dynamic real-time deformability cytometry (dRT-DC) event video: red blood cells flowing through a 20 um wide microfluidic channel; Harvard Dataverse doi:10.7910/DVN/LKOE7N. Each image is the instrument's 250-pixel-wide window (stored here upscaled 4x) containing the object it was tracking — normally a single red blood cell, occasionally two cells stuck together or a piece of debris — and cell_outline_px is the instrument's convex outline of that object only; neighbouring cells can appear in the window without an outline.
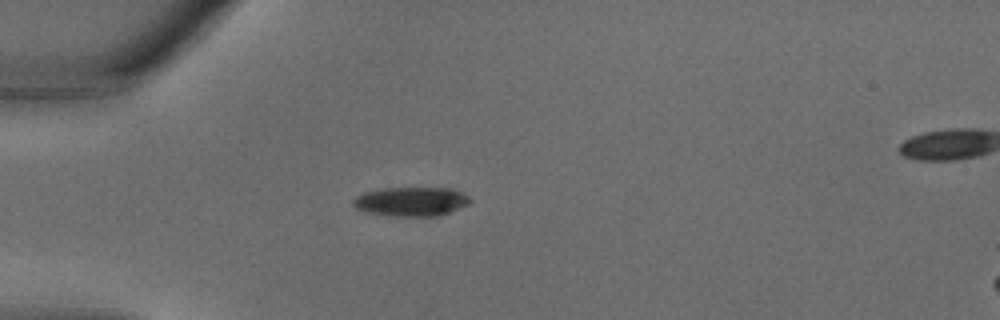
{"species": "common noctule bat (a hibernating species)", "species_latin": "Nyctalus noctula", "temperature_condition": "warm", "stored_images_in_passage": 23, "camera_frame_rate_fps": 3000, "um_per_image_px": 0.085, "animal": {"sex": "male", "body_mass_g": 18.8}, "frame": {"image": 1, "passage_image": 1, "time_ms": 0.0, "image_size_px": [1000, 320], "cell_outline_px": [[472, 200], [468, 204], [448, 212], [436, 216], [396, 216], [372, 212], [356, 208], [352, 204], [352, 200], [356, 196], [364, 192], [384, 188], [452, 188], [468, 196]], "centroid_in_image_um": [34.95, 17.11], "position_along_channel_um": 50.0, "area_um2": 19.54}}
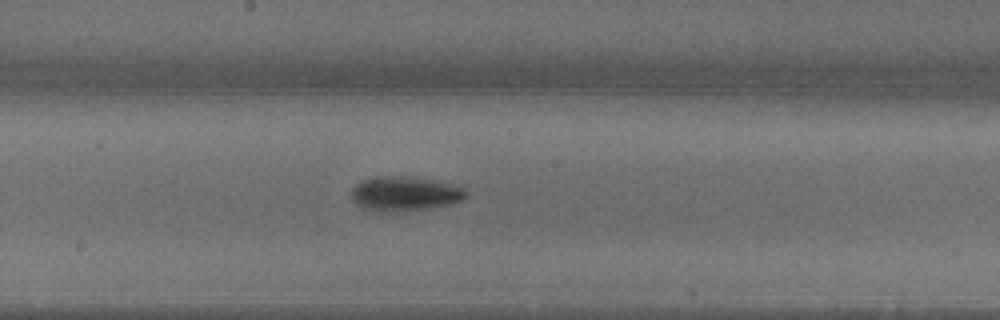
{"frame": {"image": 2, "passage_image": 10, "time_ms": 3.0, "image_size_px": [1000, 320], "cell_outline_px": [[468, 192], [460, 200], [452, 204], [408, 212], [376, 212], [360, 208], [352, 200], [352, 188], [360, 180], [376, 176], [412, 176], [448, 184], [464, 188]], "centroid_in_image_um": [34.33, 16.49], "position_along_channel_um": 213.9, "area_um2": 23.41}}
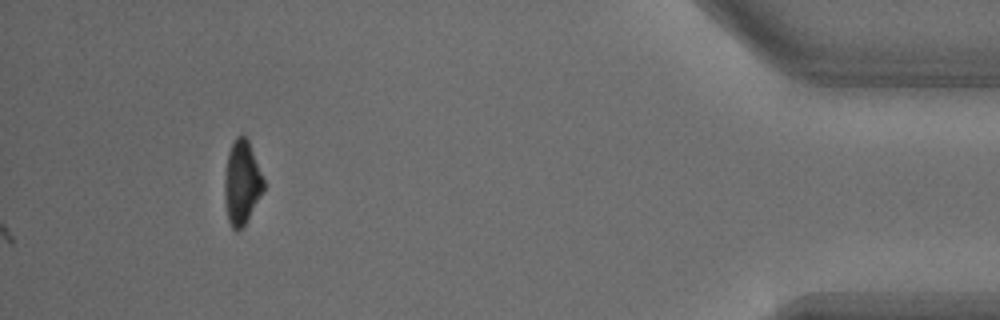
{"frame": {"image": 3, "passage_image": 23, "time_ms": 7.333, "image_size_px": [1000, 320], "cell_outline_px": [[264, 188], [260, 196], [244, 224], [236, 232], [232, 228], [228, 220], [224, 200], [224, 180], [228, 152], [236, 136], [244, 136], [248, 140], [264, 180]], "centroid_in_image_um": [20.53, 15.52], "position_along_channel_um": 414.7, "area_um2": 18.73}}